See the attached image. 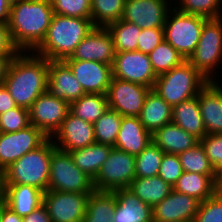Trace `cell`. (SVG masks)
<instances>
[{
    "mask_svg": "<svg viewBox=\"0 0 222 222\" xmlns=\"http://www.w3.org/2000/svg\"><path fill=\"white\" fill-rule=\"evenodd\" d=\"M53 15L50 0H12L8 26L21 52H33L41 44Z\"/></svg>",
    "mask_w": 222,
    "mask_h": 222,
    "instance_id": "6da1fadb",
    "label": "cell"
},
{
    "mask_svg": "<svg viewBox=\"0 0 222 222\" xmlns=\"http://www.w3.org/2000/svg\"><path fill=\"white\" fill-rule=\"evenodd\" d=\"M49 60L20 52L11 62L4 85L19 107L29 109L48 86Z\"/></svg>",
    "mask_w": 222,
    "mask_h": 222,
    "instance_id": "7a4b0ae2",
    "label": "cell"
},
{
    "mask_svg": "<svg viewBox=\"0 0 222 222\" xmlns=\"http://www.w3.org/2000/svg\"><path fill=\"white\" fill-rule=\"evenodd\" d=\"M94 27L92 19L54 14L43 41L33 53L49 61H64Z\"/></svg>",
    "mask_w": 222,
    "mask_h": 222,
    "instance_id": "3957f363",
    "label": "cell"
},
{
    "mask_svg": "<svg viewBox=\"0 0 222 222\" xmlns=\"http://www.w3.org/2000/svg\"><path fill=\"white\" fill-rule=\"evenodd\" d=\"M54 148V142L48 138L37 149L27 152L3 171V185H30L46 192Z\"/></svg>",
    "mask_w": 222,
    "mask_h": 222,
    "instance_id": "277c9868",
    "label": "cell"
},
{
    "mask_svg": "<svg viewBox=\"0 0 222 222\" xmlns=\"http://www.w3.org/2000/svg\"><path fill=\"white\" fill-rule=\"evenodd\" d=\"M209 82L187 60L157 76L153 89L172 107L198 95Z\"/></svg>",
    "mask_w": 222,
    "mask_h": 222,
    "instance_id": "5b68a950",
    "label": "cell"
},
{
    "mask_svg": "<svg viewBox=\"0 0 222 222\" xmlns=\"http://www.w3.org/2000/svg\"><path fill=\"white\" fill-rule=\"evenodd\" d=\"M187 61L206 79L216 81V69L220 66L222 70V17L204 23L198 44Z\"/></svg>",
    "mask_w": 222,
    "mask_h": 222,
    "instance_id": "8992f818",
    "label": "cell"
},
{
    "mask_svg": "<svg viewBox=\"0 0 222 222\" xmlns=\"http://www.w3.org/2000/svg\"><path fill=\"white\" fill-rule=\"evenodd\" d=\"M208 19L171 8L163 26L164 39L187 60L200 39L204 23Z\"/></svg>",
    "mask_w": 222,
    "mask_h": 222,
    "instance_id": "52a82bcc",
    "label": "cell"
},
{
    "mask_svg": "<svg viewBox=\"0 0 222 222\" xmlns=\"http://www.w3.org/2000/svg\"><path fill=\"white\" fill-rule=\"evenodd\" d=\"M48 190L91 194L93 179L80 170L69 152L54 148L50 161Z\"/></svg>",
    "mask_w": 222,
    "mask_h": 222,
    "instance_id": "ba28073f",
    "label": "cell"
},
{
    "mask_svg": "<svg viewBox=\"0 0 222 222\" xmlns=\"http://www.w3.org/2000/svg\"><path fill=\"white\" fill-rule=\"evenodd\" d=\"M135 156L115 147L93 180L95 190L114 191L129 188L135 179Z\"/></svg>",
    "mask_w": 222,
    "mask_h": 222,
    "instance_id": "9c48e42d",
    "label": "cell"
},
{
    "mask_svg": "<svg viewBox=\"0 0 222 222\" xmlns=\"http://www.w3.org/2000/svg\"><path fill=\"white\" fill-rule=\"evenodd\" d=\"M69 112V103L46 91L29 108L30 124L40 129L48 138H51L61 127Z\"/></svg>",
    "mask_w": 222,
    "mask_h": 222,
    "instance_id": "30bf717a",
    "label": "cell"
},
{
    "mask_svg": "<svg viewBox=\"0 0 222 222\" xmlns=\"http://www.w3.org/2000/svg\"><path fill=\"white\" fill-rule=\"evenodd\" d=\"M47 139L48 137L32 124L17 132H0V171L6 170L27 152L37 149Z\"/></svg>",
    "mask_w": 222,
    "mask_h": 222,
    "instance_id": "8fae6325",
    "label": "cell"
},
{
    "mask_svg": "<svg viewBox=\"0 0 222 222\" xmlns=\"http://www.w3.org/2000/svg\"><path fill=\"white\" fill-rule=\"evenodd\" d=\"M112 75L113 78L138 83L151 89L157 79L148 54L140 51L115 52Z\"/></svg>",
    "mask_w": 222,
    "mask_h": 222,
    "instance_id": "7c38bea8",
    "label": "cell"
},
{
    "mask_svg": "<svg viewBox=\"0 0 222 222\" xmlns=\"http://www.w3.org/2000/svg\"><path fill=\"white\" fill-rule=\"evenodd\" d=\"M90 194L47 190L43 205L51 222H82Z\"/></svg>",
    "mask_w": 222,
    "mask_h": 222,
    "instance_id": "4fadbf2b",
    "label": "cell"
},
{
    "mask_svg": "<svg viewBox=\"0 0 222 222\" xmlns=\"http://www.w3.org/2000/svg\"><path fill=\"white\" fill-rule=\"evenodd\" d=\"M150 90L144 85L112 77L106 94L109 108L122 116L138 117Z\"/></svg>",
    "mask_w": 222,
    "mask_h": 222,
    "instance_id": "5bb4252c",
    "label": "cell"
},
{
    "mask_svg": "<svg viewBox=\"0 0 222 222\" xmlns=\"http://www.w3.org/2000/svg\"><path fill=\"white\" fill-rule=\"evenodd\" d=\"M172 6L173 0H125L122 20L141 29L163 28Z\"/></svg>",
    "mask_w": 222,
    "mask_h": 222,
    "instance_id": "9a60e30c",
    "label": "cell"
},
{
    "mask_svg": "<svg viewBox=\"0 0 222 222\" xmlns=\"http://www.w3.org/2000/svg\"><path fill=\"white\" fill-rule=\"evenodd\" d=\"M114 57L111 33L107 27H94L66 60L97 61L112 66Z\"/></svg>",
    "mask_w": 222,
    "mask_h": 222,
    "instance_id": "2e32d148",
    "label": "cell"
},
{
    "mask_svg": "<svg viewBox=\"0 0 222 222\" xmlns=\"http://www.w3.org/2000/svg\"><path fill=\"white\" fill-rule=\"evenodd\" d=\"M85 93L107 94L112 80V66L97 61L64 60Z\"/></svg>",
    "mask_w": 222,
    "mask_h": 222,
    "instance_id": "e0dca14e",
    "label": "cell"
},
{
    "mask_svg": "<svg viewBox=\"0 0 222 222\" xmlns=\"http://www.w3.org/2000/svg\"><path fill=\"white\" fill-rule=\"evenodd\" d=\"M51 139L56 148L66 152L96 143L93 124L74 116L71 112Z\"/></svg>",
    "mask_w": 222,
    "mask_h": 222,
    "instance_id": "ac0fdd59",
    "label": "cell"
},
{
    "mask_svg": "<svg viewBox=\"0 0 222 222\" xmlns=\"http://www.w3.org/2000/svg\"><path fill=\"white\" fill-rule=\"evenodd\" d=\"M200 201L174 189L152 207L153 222H193Z\"/></svg>",
    "mask_w": 222,
    "mask_h": 222,
    "instance_id": "d6986e66",
    "label": "cell"
},
{
    "mask_svg": "<svg viewBox=\"0 0 222 222\" xmlns=\"http://www.w3.org/2000/svg\"><path fill=\"white\" fill-rule=\"evenodd\" d=\"M222 79L209 81L198 93L206 135L222 134ZM220 84V85H219Z\"/></svg>",
    "mask_w": 222,
    "mask_h": 222,
    "instance_id": "ffe728a7",
    "label": "cell"
},
{
    "mask_svg": "<svg viewBox=\"0 0 222 222\" xmlns=\"http://www.w3.org/2000/svg\"><path fill=\"white\" fill-rule=\"evenodd\" d=\"M47 91L69 104L85 94L82 85L64 61H49Z\"/></svg>",
    "mask_w": 222,
    "mask_h": 222,
    "instance_id": "44dd1931",
    "label": "cell"
},
{
    "mask_svg": "<svg viewBox=\"0 0 222 222\" xmlns=\"http://www.w3.org/2000/svg\"><path fill=\"white\" fill-rule=\"evenodd\" d=\"M151 142L152 135L140 122L139 117H122L115 148L136 156Z\"/></svg>",
    "mask_w": 222,
    "mask_h": 222,
    "instance_id": "7402d4cb",
    "label": "cell"
},
{
    "mask_svg": "<svg viewBox=\"0 0 222 222\" xmlns=\"http://www.w3.org/2000/svg\"><path fill=\"white\" fill-rule=\"evenodd\" d=\"M44 192L30 185H3V203L21 217L43 205Z\"/></svg>",
    "mask_w": 222,
    "mask_h": 222,
    "instance_id": "603a6c76",
    "label": "cell"
},
{
    "mask_svg": "<svg viewBox=\"0 0 222 222\" xmlns=\"http://www.w3.org/2000/svg\"><path fill=\"white\" fill-rule=\"evenodd\" d=\"M114 192V222H153L152 206L143 203L130 189H117Z\"/></svg>",
    "mask_w": 222,
    "mask_h": 222,
    "instance_id": "cb8c5ba5",
    "label": "cell"
},
{
    "mask_svg": "<svg viewBox=\"0 0 222 222\" xmlns=\"http://www.w3.org/2000/svg\"><path fill=\"white\" fill-rule=\"evenodd\" d=\"M152 142L164 153H182L194 147L200 141L177 124L170 122L152 134Z\"/></svg>",
    "mask_w": 222,
    "mask_h": 222,
    "instance_id": "d4e9b609",
    "label": "cell"
},
{
    "mask_svg": "<svg viewBox=\"0 0 222 222\" xmlns=\"http://www.w3.org/2000/svg\"><path fill=\"white\" fill-rule=\"evenodd\" d=\"M219 181V175L183 172L173 189L178 193L187 194L203 202L218 191Z\"/></svg>",
    "mask_w": 222,
    "mask_h": 222,
    "instance_id": "484cf974",
    "label": "cell"
},
{
    "mask_svg": "<svg viewBox=\"0 0 222 222\" xmlns=\"http://www.w3.org/2000/svg\"><path fill=\"white\" fill-rule=\"evenodd\" d=\"M172 108L154 89H151L138 117L152 135L159 128L172 122Z\"/></svg>",
    "mask_w": 222,
    "mask_h": 222,
    "instance_id": "4316f807",
    "label": "cell"
},
{
    "mask_svg": "<svg viewBox=\"0 0 222 222\" xmlns=\"http://www.w3.org/2000/svg\"><path fill=\"white\" fill-rule=\"evenodd\" d=\"M172 122L199 141L206 135L197 96L173 106Z\"/></svg>",
    "mask_w": 222,
    "mask_h": 222,
    "instance_id": "83f0119b",
    "label": "cell"
},
{
    "mask_svg": "<svg viewBox=\"0 0 222 222\" xmlns=\"http://www.w3.org/2000/svg\"><path fill=\"white\" fill-rule=\"evenodd\" d=\"M112 148L110 145L93 143L69 153L75 165L94 180L102 165L109 157Z\"/></svg>",
    "mask_w": 222,
    "mask_h": 222,
    "instance_id": "f1b7e54d",
    "label": "cell"
},
{
    "mask_svg": "<svg viewBox=\"0 0 222 222\" xmlns=\"http://www.w3.org/2000/svg\"><path fill=\"white\" fill-rule=\"evenodd\" d=\"M116 208L114 191L94 190L88 198L82 222H114Z\"/></svg>",
    "mask_w": 222,
    "mask_h": 222,
    "instance_id": "f546056e",
    "label": "cell"
},
{
    "mask_svg": "<svg viewBox=\"0 0 222 222\" xmlns=\"http://www.w3.org/2000/svg\"><path fill=\"white\" fill-rule=\"evenodd\" d=\"M143 203L150 206L161 202L167 197L173 187L159 176L135 178L129 188Z\"/></svg>",
    "mask_w": 222,
    "mask_h": 222,
    "instance_id": "4dcf8cb0",
    "label": "cell"
},
{
    "mask_svg": "<svg viewBox=\"0 0 222 222\" xmlns=\"http://www.w3.org/2000/svg\"><path fill=\"white\" fill-rule=\"evenodd\" d=\"M109 109L106 94L85 93L70 104V112L89 123L94 124Z\"/></svg>",
    "mask_w": 222,
    "mask_h": 222,
    "instance_id": "1f68e13d",
    "label": "cell"
},
{
    "mask_svg": "<svg viewBox=\"0 0 222 222\" xmlns=\"http://www.w3.org/2000/svg\"><path fill=\"white\" fill-rule=\"evenodd\" d=\"M107 29L113 37L114 51H137L138 37L141 28L126 20H118L107 26Z\"/></svg>",
    "mask_w": 222,
    "mask_h": 222,
    "instance_id": "d6a6232c",
    "label": "cell"
},
{
    "mask_svg": "<svg viewBox=\"0 0 222 222\" xmlns=\"http://www.w3.org/2000/svg\"><path fill=\"white\" fill-rule=\"evenodd\" d=\"M125 0H91V19L95 27H107L122 19Z\"/></svg>",
    "mask_w": 222,
    "mask_h": 222,
    "instance_id": "836d02e7",
    "label": "cell"
},
{
    "mask_svg": "<svg viewBox=\"0 0 222 222\" xmlns=\"http://www.w3.org/2000/svg\"><path fill=\"white\" fill-rule=\"evenodd\" d=\"M148 56L156 76L167 73L185 61V58L165 39Z\"/></svg>",
    "mask_w": 222,
    "mask_h": 222,
    "instance_id": "e575fe53",
    "label": "cell"
},
{
    "mask_svg": "<svg viewBox=\"0 0 222 222\" xmlns=\"http://www.w3.org/2000/svg\"><path fill=\"white\" fill-rule=\"evenodd\" d=\"M122 115L117 111L108 109L94 124L96 143L114 147L121 127Z\"/></svg>",
    "mask_w": 222,
    "mask_h": 222,
    "instance_id": "d590c367",
    "label": "cell"
},
{
    "mask_svg": "<svg viewBox=\"0 0 222 222\" xmlns=\"http://www.w3.org/2000/svg\"><path fill=\"white\" fill-rule=\"evenodd\" d=\"M183 172H193L204 175H218L210 164L204 146L201 142L194 147L178 154Z\"/></svg>",
    "mask_w": 222,
    "mask_h": 222,
    "instance_id": "8d00e7d4",
    "label": "cell"
},
{
    "mask_svg": "<svg viewBox=\"0 0 222 222\" xmlns=\"http://www.w3.org/2000/svg\"><path fill=\"white\" fill-rule=\"evenodd\" d=\"M164 152L151 142L140 154L135 156V178L158 176Z\"/></svg>",
    "mask_w": 222,
    "mask_h": 222,
    "instance_id": "74e56055",
    "label": "cell"
},
{
    "mask_svg": "<svg viewBox=\"0 0 222 222\" xmlns=\"http://www.w3.org/2000/svg\"><path fill=\"white\" fill-rule=\"evenodd\" d=\"M173 6L193 15L203 16L207 19L222 17V0H173Z\"/></svg>",
    "mask_w": 222,
    "mask_h": 222,
    "instance_id": "f35d334b",
    "label": "cell"
},
{
    "mask_svg": "<svg viewBox=\"0 0 222 222\" xmlns=\"http://www.w3.org/2000/svg\"><path fill=\"white\" fill-rule=\"evenodd\" d=\"M54 14L91 19V0H50Z\"/></svg>",
    "mask_w": 222,
    "mask_h": 222,
    "instance_id": "ab89813d",
    "label": "cell"
},
{
    "mask_svg": "<svg viewBox=\"0 0 222 222\" xmlns=\"http://www.w3.org/2000/svg\"><path fill=\"white\" fill-rule=\"evenodd\" d=\"M29 125V109L17 106L0 114V132H17Z\"/></svg>",
    "mask_w": 222,
    "mask_h": 222,
    "instance_id": "60d3db41",
    "label": "cell"
},
{
    "mask_svg": "<svg viewBox=\"0 0 222 222\" xmlns=\"http://www.w3.org/2000/svg\"><path fill=\"white\" fill-rule=\"evenodd\" d=\"M193 222H222V193L219 190L200 203Z\"/></svg>",
    "mask_w": 222,
    "mask_h": 222,
    "instance_id": "b9f144b4",
    "label": "cell"
},
{
    "mask_svg": "<svg viewBox=\"0 0 222 222\" xmlns=\"http://www.w3.org/2000/svg\"><path fill=\"white\" fill-rule=\"evenodd\" d=\"M204 146L210 164L219 176L222 175V134L205 135L200 140Z\"/></svg>",
    "mask_w": 222,
    "mask_h": 222,
    "instance_id": "7bdbcfd3",
    "label": "cell"
},
{
    "mask_svg": "<svg viewBox=\"0 0 222 222\" xmlns=\"http://www.w3.org/2000/svg\"><path fill=\"white\" fill-rule=\"evenodd\" d=\"M182 173L183 169L178 155L164 153L158 176L174 187Z\"/></svg>",
    "mask_w": 222,
    "mask_h": 222,
    "instance_id": "ee69618b",
    "label": "cell"
},
{
    "mask_svg": "<svg viewBox=\"0 0 222 222\" xmlns=\"http://www.w3.org/2000/svg\"><path fill=\"white\" fill-rule=\"evenodd\" d=\"M164 40L163 28L141 29L138 37L137 51L149 54Z\"/></svg>",
    "mask_w": 222,
    "mask_h": 222,
    "instance_id": "f6af8a7d",
    "label": "cell"
},
{
    "mask_svg": "<svg viewBox=\"0 0 222 222\" xmlns=\"http://www.w3.org/2000/svg\"><path fill=\"white\" fill-rule=\"evenodd\" d=\"M20 52L12 40L8 24L0 22V56H17Z\"/></svg>",
    "mask_w": 222,
    "mask_h": 222,
    "instance_id": "bcb514c9",
    "label": "cell"
},
{
    "mask_svg": "<svg viewBox=\"0 0 222 222\" xmlns=\"http://www.w3.org/2000/svg\"><path fill=\"white\" fill-rule=\"evenodd\" d=\"M17 107L14 99L10 95L4 84L0 85V114Z\"/></svg>",
    "mask_w": 222,
    "mask_h": 222,
    "instance_id": "7dc6e473",
    "label": "cell"
},
{
    "mask_svg": "<svg viewBox=\"0 0 222 222\" xmlns=\"http://www.w3.org/2000/svg\"><path fill=\"white\" fill-rule=\"evenodd\" d=\"M22 219L23 222H51L47 208L44 205H41L27 216L22 217Z\"/></svg>",
    "mask_w": 222,
    "mask_h": 222,
    "instance_id": "c3c4849f",
    "label": "cell"
},
{
    "mask_svg": "<svg viewBox=\"0 0 222 222\" xmlns=\"http://www.w3.org/2000/svg\"><path fill=\"white\" fill-rule=\"evenodd\" d=\"M0 222H23V219L2 202L0 203Z\"/></svg>",
    "mask_w": 222,
    "mask_h": 222,
    "instance_id": "681fc988",
    "label": "cell"
},
{
    "mask_svg": "<svg viewBox=\"0 0 222 222\" xmlns=\"http://www.w3.org/2000/svg\"><path fill=\"white\" fill-rule=\"evenodd\" d=\"M16 56H0V85L4 84L9 66Z\"/></svg>",
    "mask_w": 222,
    "mask_h": 222,
    "instance_id": "f907efd6",
    "label": "cell"
},
{
    "mask_svg": "<svg viewBox=\"0 0 222 222\" xmlns=\"http://www.w3.org/2000/svg\"><path fill=\"white\" fill-rule=\"evenodd\" d=\"M12 0H0V22L8 24Z\"/></svg>",
    "mask_w": 222,
    "mask_h": 222,
    "instance_id": "816d5d0a",
    "label": "cell"
},
{
    "mask_svg": "<svg viewBox=\"0 0 222 222\" xmlns=\"http://www.w3.org/2000/svg\"><path fill=\"white\" fill-rule=\"evenodd\" d=\"M3 202V172L0 171V203Z\"/></svg>",
    "mask_w": 222,
    "mask_h": 222,
    "instance_id": "f5cc1de1",
    "label": "cell"
},
{
    "mask_svg": "<svg viewBox=\"0 0 222 222\" xmlns=\"http://www.w3.org/2000/svg\"><path fill=\"white\" fill-rule=\"evenodd\" d=\"M218 190L222 193V175L220 176L219 188Z\"/></svg>",
    "mask_w": 222,
    "mask_h": 222,
    "instance_id": "db71d44e",
    "label": "cell"
}]
</instances>
